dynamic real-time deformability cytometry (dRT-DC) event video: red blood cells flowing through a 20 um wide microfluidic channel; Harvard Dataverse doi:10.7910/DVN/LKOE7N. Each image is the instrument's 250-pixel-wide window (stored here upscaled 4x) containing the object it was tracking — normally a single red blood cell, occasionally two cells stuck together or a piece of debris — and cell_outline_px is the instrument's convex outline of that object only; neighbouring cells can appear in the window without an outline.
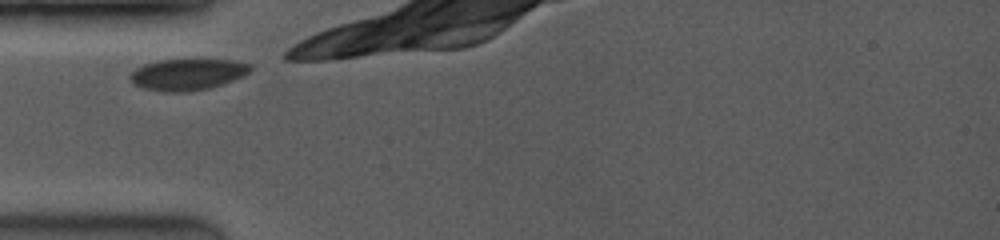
{"species": "common noctule bat (a hibernating species)", "species_latin": "Nyctalus noctula", "temperature_condition": "room temperature", "stored_images_in_passage": 8, "camera_frame_rate_fps": 3500, "um_per_image_px": 0.085, "animal": {"sex": "female", "body_mass_g": 19.0, "forearm_length_mm": 53.3}, "frame": {"image": 1, "passage_image": 1, "time_ms": 0.0, "image_size_px": [1000, 240], "cell_outline_px": [[252, 68], [244, 76], [208, 88], [184, 92], [164, 92], [144, 88], [136, 84], [128, 76], [136, 68], [144, 64], [160, 60], [196, 56], [232, 60], [252, 64]], "centroid_in_image_um": [15.98, 6.26], "position_along_channel_um": 69.0, "area_um2": 22.72}}